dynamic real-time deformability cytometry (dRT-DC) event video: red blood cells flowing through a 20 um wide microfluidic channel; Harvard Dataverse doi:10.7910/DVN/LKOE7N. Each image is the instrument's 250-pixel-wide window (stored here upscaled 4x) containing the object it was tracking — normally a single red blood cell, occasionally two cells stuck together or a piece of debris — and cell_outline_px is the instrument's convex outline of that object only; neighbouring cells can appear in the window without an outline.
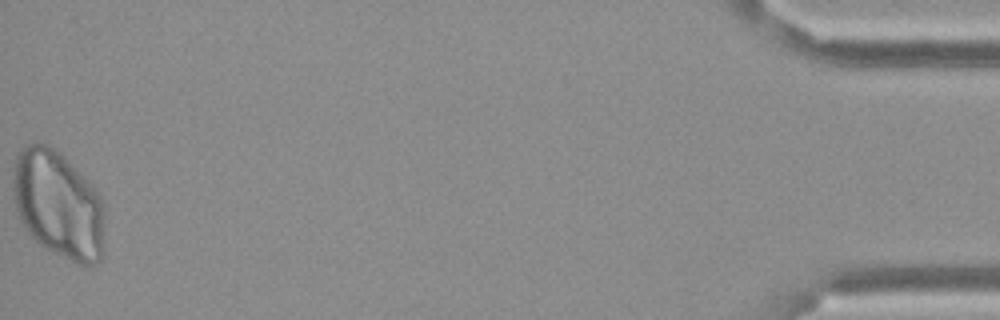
{"species": "Egyptian fruit bat (a non-hibernating species)", "species_latin": "Rousettus aegyptiacus", "temperature_condition": "cold", "stored_images_in_passage": 58, "camera_frame_rate_fps": 3000, "um_per_image_px": 0.085, "frame": {"image": 1, "passage_image": 58, "time_ms": 19.0, "image_size_px": [1000, 320], "cell_outline_px": [[104, 252], [100, 260], [92, 268], [84, 268], [40, 244], [28, 232], [20, 220], [16, 212], [12, 196], [12, 168], [16, 156], [28, 144], [36, 140], [40, 140], [48, 144], [60, 152], [64, 156], [100, 196], [104, 216]], "centroid_in_image_um": [4.93, 17.4], "position_along_channel_um": 430.3, "area_um2": 58.2}}